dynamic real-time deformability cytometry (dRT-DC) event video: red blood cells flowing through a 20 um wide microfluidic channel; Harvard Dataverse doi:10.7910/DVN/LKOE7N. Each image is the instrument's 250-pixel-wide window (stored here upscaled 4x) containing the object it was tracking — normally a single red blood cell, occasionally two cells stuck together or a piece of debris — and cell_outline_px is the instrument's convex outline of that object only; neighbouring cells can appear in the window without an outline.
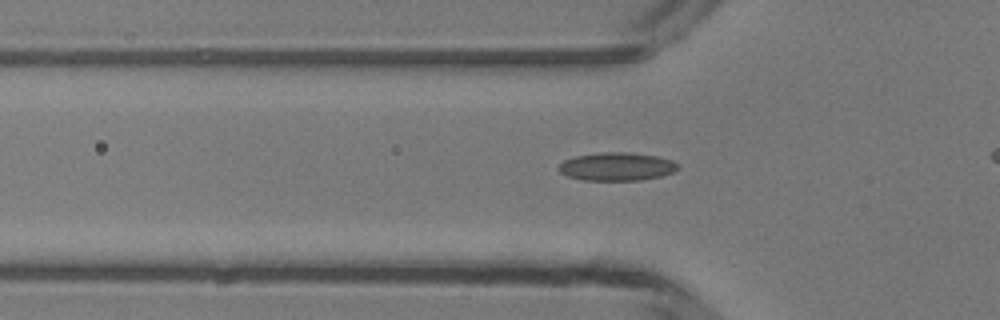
{"species": "common noctule bat (a hibernating species)", "species_latin": "Nyctalus noctula", "temperature_condition": "room temperature", "stored_images_in_passage": 39, "camera_frame_rate_fps": 3000, "um_per_image_px": 0.085, "animal": {"sex": "male", "body_mass_g": 13.3}, "frame": {"image": 1, "passage_image": 15, "time_ms": 4.667, "image_size_px": [1000, 320], "cell_outline_px": [[680, 168], [672, 172], [660, 176], [640, 180], [584, 180], [568, 176], [560, 172], [560, 164], [564, 160], [576, 156], [600, 152], [628, 152], [656, 156], [672, 160], [680, 164]], "centroid_in_image_um": [52.46, 14.15], "position_along_channel_um": 73.3, "area_um2": 19.48}}
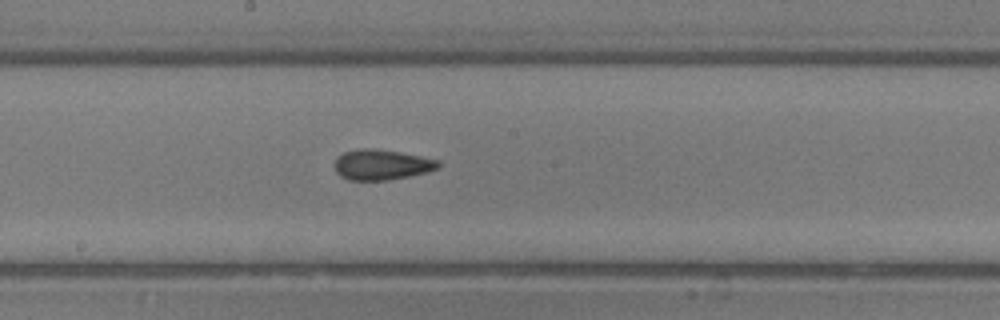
{"frame": {"image": 2, "passage_image": 25, "time_ms": 8.0, "image_size_px": [1000, 320], "cell_outline_px": [[440, 168], [428, 172], [388, 180], [348, 180], [340, 176], [336, 172], [336, 156], [344, 152], [364, 148], [376, 148], [400, 152], [440, 160]], "centroid_in_image_um": [32.46, 14.0], "position_along_channel_um": 215.7, "area_um2": 18.44}}
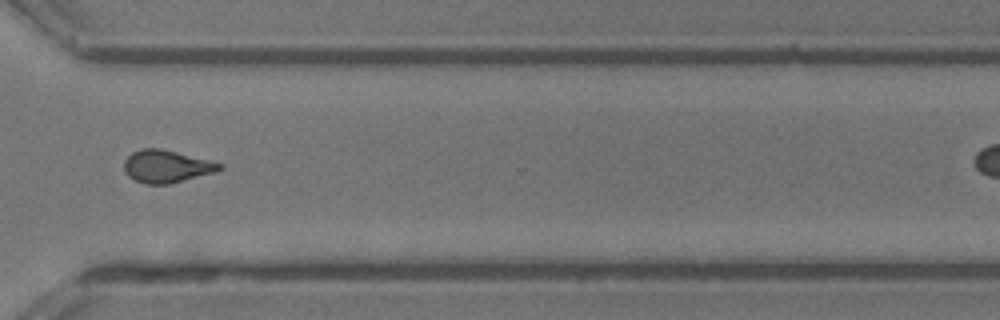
{"frame": {"image": 3, "passage_image": 35, "time_ms": 11.333, "image_size_px": [1000, 320], "cell_outline_px": [[224, 168], [216, 172], [168, 184], [144, 184], [128, 176], [124, 168], [124, 160], [132, 152], [140, 148], [160, 148], [224, 164]], "centroid_in_image_um": [14.15, 14.14], "position_along_channel_um": 356.5, "area_um2": 18.03}}